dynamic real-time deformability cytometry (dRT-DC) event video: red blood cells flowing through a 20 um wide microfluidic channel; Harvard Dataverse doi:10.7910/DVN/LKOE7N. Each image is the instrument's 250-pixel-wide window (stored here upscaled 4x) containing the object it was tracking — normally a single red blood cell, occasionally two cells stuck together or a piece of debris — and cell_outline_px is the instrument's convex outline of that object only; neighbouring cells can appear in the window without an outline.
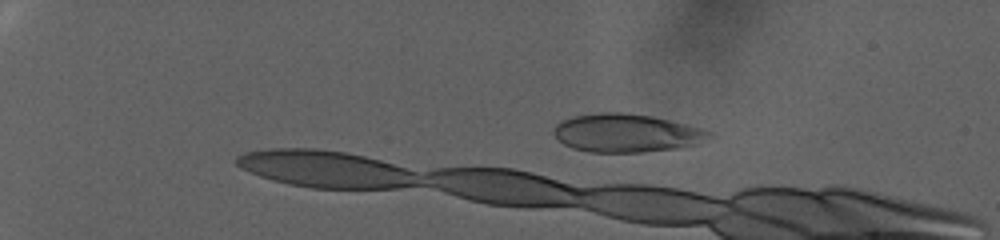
{"species": "human", "species_latin": "Homo sapiens", "temperature_condition": "warm", "stored_images_in_passage": 29, "camera_frame_rate_fps": 3000, "um_per_image_px": 0.085, "donor": {"sex": "female"}, "frame": {"image": 1, "passage_image": 21, "time_ms": 6.667, "image_size_px": [1000, 240], "cell_outline_px": [[716, 136], [696, 144], [676, 148], [644, 152], [588, 152], [572, 148], [564, 144], [552, 132], [556, 124], [560, 120], [572, 116], [600, 112], [624, 112], [652, 116], [688, 124], [712, 132]], "centroid_in_image_um": [53.25, 11.3], "position_along_channel_um": 31.7, "area_um2": 34.97}}
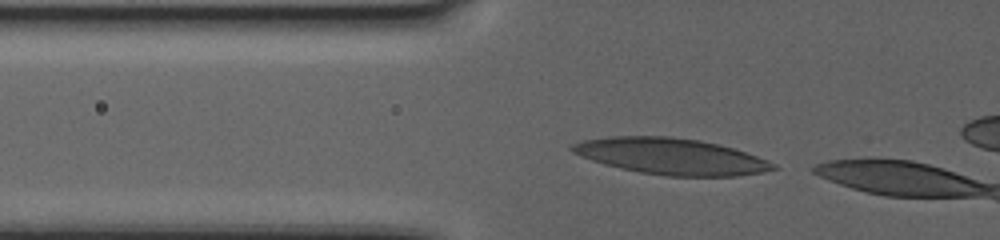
{"frame": {"image": 2, "passage_image": 25, "time_ms": 8.0, "image_size_px": [1000, 240], "cell_outline_px": [[780, 168], [760, 172], [736, 176], [668, 176], [640, 172], [620, 168], [604, 164], [580, 156], [572, 152], [568, 148], [572, 144], [580, 140], [608, 136], [668, 136], [700, 140], [720, 144], [768, 160], [776, 164]], "centroid_in_image_um": [57.0, 13.28], "position_along_channel_um": 68.8, "area_um2": 42.54}}